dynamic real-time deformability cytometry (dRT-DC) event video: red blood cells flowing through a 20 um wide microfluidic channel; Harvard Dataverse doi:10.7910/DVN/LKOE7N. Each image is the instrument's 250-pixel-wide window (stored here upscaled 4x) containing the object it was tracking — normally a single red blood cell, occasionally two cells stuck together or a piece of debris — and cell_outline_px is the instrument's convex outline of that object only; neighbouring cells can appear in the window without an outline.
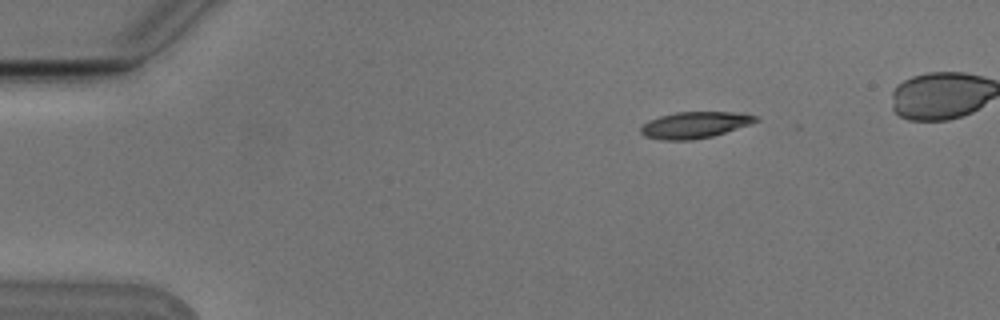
{"species": "Egyptian fruit bat (a non-hibernating species)", "species_latin": "Rousettus aegyptiacus", "temperature_condition": "cold", "stored_images_in_passage": 6, "camera_frame_rate_fps": 3000, "um_per_image_px": 0.085, "animal": {"sex": "male"}, "frame": {"image": 1, "passage_image": 6, "time_ms": 1.667, "image_size_px": [1000, 320], "cell_outline_px": [[760, 120], [712, 136], [692, 140], [664, 140], [644, 136], [640, 132], [640, 128], [648, 120], [660, 116], [676, 112], [744, 112], [760, 116]], "centroid_in_image_um": [59.07, 10.6], "position_along_channel_um": 25.9, "area_um2": 17.69}}